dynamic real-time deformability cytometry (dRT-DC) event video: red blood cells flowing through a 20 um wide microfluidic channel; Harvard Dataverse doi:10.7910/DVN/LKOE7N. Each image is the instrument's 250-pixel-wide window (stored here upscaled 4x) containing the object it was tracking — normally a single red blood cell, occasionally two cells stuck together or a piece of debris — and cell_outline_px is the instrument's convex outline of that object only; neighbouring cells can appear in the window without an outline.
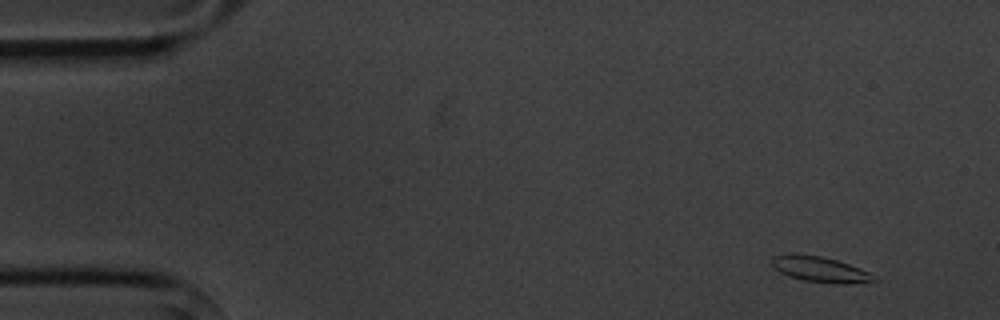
{"species": "common noctule bat (a hibernating species)", "species_latin": "Nyctalus noctula", "temperature_condition": "cold", "stored_images_in_passage": 8, "camera_frame_rate_fps": 3000, "um_per_image_px": 0.085, "animal": {"sex": "male", "body_mass_g": 20.1, "forearm_length_mm": 53.5}, "frame": {"image": 1, "passage_image": 1, "time_ms": 0.0, "image_size_px": [1000, 320], "cell_outline_px": [[880, 280], [844, 284], [836, 284], [804, 280], [788, 276], [772, 268], [772, 256], [788, 252], [796, 252], [820, 256], [836, 260], [848, 264], [868, 272], [876, 276]], "centroid_in_image_um": [69.64, 22.87], "position_along_channel_um": 15.4, "area_um2": 15.43}}
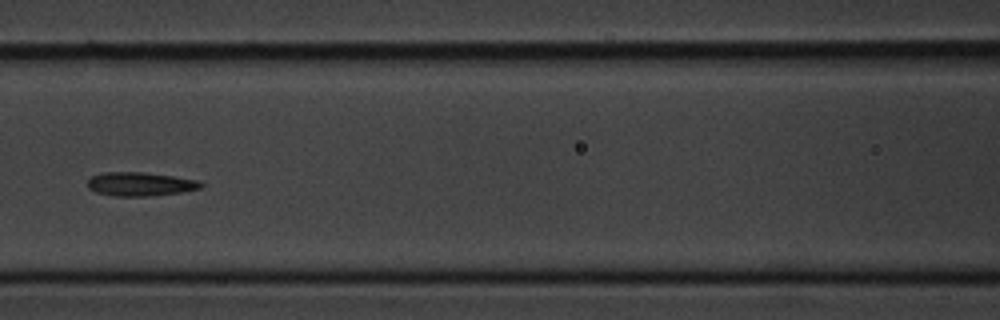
{"frame": {"image": 2, "passage_image": 6, "time_ms": 6.667, "image_size_px": [1000, 320], "cell_outline_px": [[204, 184], [200, 188], [180, 192], [148, 196], [112, 196], [96, 192], [88, 188], [88, 180], [92, 176], [104, 172], [140, 172], [172, 176], [200, 180]], "centroid_in_image_um": [11.91, 15.65], "position_along_channel_um": 154.7, "area_um2": 15.61}}
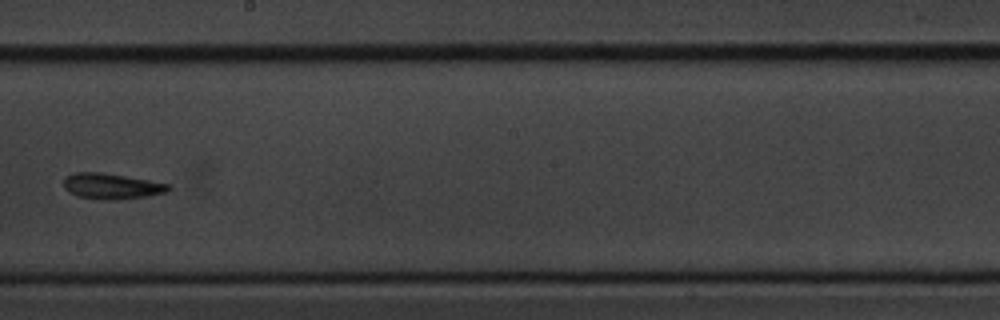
{"frame": {"image": 3, "passage_image": 8, "time_ms": 9.0, "image_size_px": [1000, 320], "cell_outline_px": [[172, 188], [168, 192], [148, 196], [120, 200], [100, 200], [76, 196], [68, 192], [64, 188], [64, 176], [72, 172], [100, 172], [148, 180], [168, 184]], "centroid_in_image_um": [9.45, 15.84], "position_along_channel_um": 238.8, "area_um2": 15.95}}